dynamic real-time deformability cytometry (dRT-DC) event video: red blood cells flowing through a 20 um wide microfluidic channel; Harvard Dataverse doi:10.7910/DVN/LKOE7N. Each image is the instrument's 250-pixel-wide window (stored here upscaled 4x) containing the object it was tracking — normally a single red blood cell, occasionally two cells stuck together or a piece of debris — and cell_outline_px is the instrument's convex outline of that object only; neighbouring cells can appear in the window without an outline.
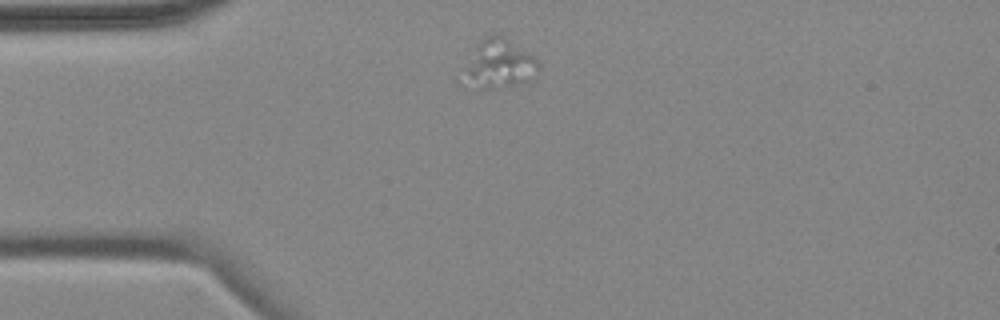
{"species": "common noctule bat (a hibernating species)", "species_latin": "Nyctalus noctula", "temperature_condition": "cold", "stored_images_in_passage": 2, "camera_frame_rate_fps": 3000, "um_per_image_px": 0.085, "animal": {"sex": "female", "body_mass_g": 18.4}, "frame": {"image": 1, "passage_image": 1, "time_ms": 0.0, "image_size_px": [1000, 320], "cell_outline_px": [[540, 68], [532, 80], [492, 88], [488, 88], [472, 80], [468, 72], [468, 68], [476, 44], [484, 36], [492, 32], [504, 36], [528, 52], [540, 64]], "centroid_in_image_um": [42.59, 5.32], "position_along_channel_um": 42.4, "area_um2": 19.88}}